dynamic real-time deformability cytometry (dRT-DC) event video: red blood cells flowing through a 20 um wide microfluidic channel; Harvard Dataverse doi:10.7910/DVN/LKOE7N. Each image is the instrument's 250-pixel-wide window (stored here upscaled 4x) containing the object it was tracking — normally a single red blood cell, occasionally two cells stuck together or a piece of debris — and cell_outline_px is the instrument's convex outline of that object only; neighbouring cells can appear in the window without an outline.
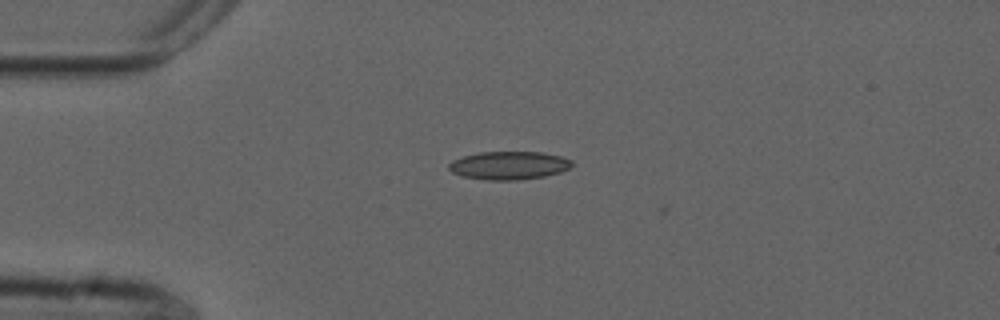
{"species": "common noctule bat (a hibernating species)", "species_latin": "Nyctalus noctula", "temperature_condition": "cold", "stored_images_in_passage": 3, "camera_frame_rate_fps": 3000, "um_per_image_px": 0.085, "animal": {"sex": "male", "forearm_length_mm": 52.5}, "frame": {"image": 1, "passage_image": 1, "time_ms": 0.0, "image_size_px": [1000, 320], "cell_outline_px": [[572, 164], [568, 168], [560, 172], [544, 176], [516, 180], [488, 180], [460, 176], [452, 172], [448, 168], [448, 164], [452, 160], [464, 156], [480, 152], [540, 152], [560, 156], [572, 160]], "centroid_in_image_um": [43.22, 14.06], "position_along_channel_um": 41.8, "area_um2": 20.11}}